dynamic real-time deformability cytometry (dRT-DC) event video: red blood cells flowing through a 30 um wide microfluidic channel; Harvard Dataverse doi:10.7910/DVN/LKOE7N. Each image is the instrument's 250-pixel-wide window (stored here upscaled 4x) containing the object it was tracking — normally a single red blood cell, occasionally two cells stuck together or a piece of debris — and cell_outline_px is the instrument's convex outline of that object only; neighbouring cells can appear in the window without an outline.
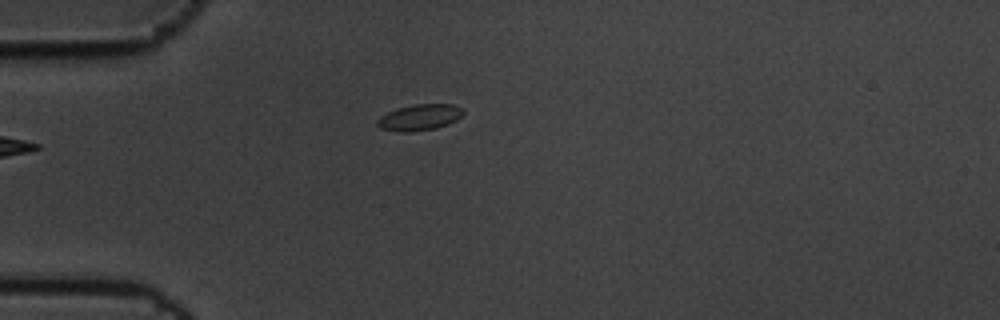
{"species": "common noctule bat (a hibernating species)", "species_latin": "Nyctalus noctula", "temperature_condition": "cold", "stored_images_in_passage": 3, "camera_frame_rate_fps": 3000, "um_per_image_px": 0.085, "animal": {"sex": "male", "body_mass_g": 19.5, "forearm_length_mm": 54.6}, "frame": {"image": 1, "passage_image": 3, "time_ms": 0.667, "image_size_px": [1000, 320], "cell_outline_px": [[464, 112], [456, 120], [448, 124], [436, 128], [412, 132], [400, 132], [380, 128], [376, 124], [376, 120], [380, 116], [396, 108], [412, 104], [452, 104], [464, 108]], "centroid_in_image_um": [35.65, 9.97], "position_along_channel_um": 49.4, "area_um2": 13.24}}